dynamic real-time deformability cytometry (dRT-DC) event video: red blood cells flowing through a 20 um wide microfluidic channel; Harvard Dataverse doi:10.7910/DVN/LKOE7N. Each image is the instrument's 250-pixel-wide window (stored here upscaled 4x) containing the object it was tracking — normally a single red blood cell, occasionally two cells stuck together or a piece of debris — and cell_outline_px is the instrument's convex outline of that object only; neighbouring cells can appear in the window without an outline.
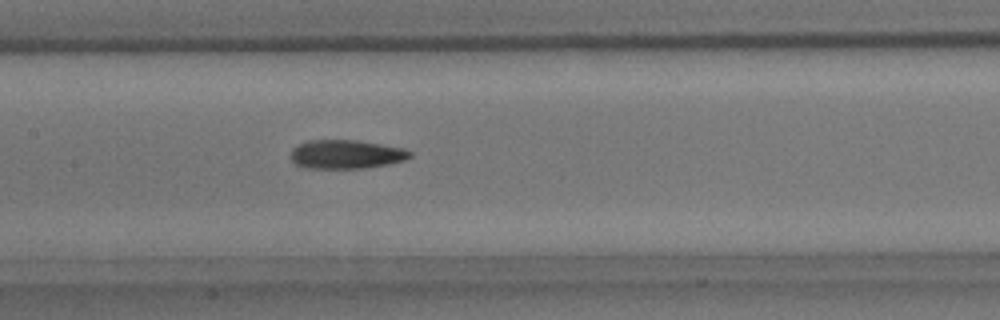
{"species": "common noctule bat (a hibernating species)", "species_latin": "Nyctalus noctula", "temperature_condition": "room temperature", "stored_images_in_passage": 40, "camera_frame_rate_fps": 3000, "um_per_image_px": 0.085, "animal": {"sex": "male", "body_mass_g": 15.6}, "frame": {"image": 1, "passage_image": 23, "time_ms": 7.333, "image_size_px": [1000, 320], "cell_outline_px": [[412, 156], [404, 160], [388, 164], [364, 168], [304, 168], [296, 164], [292, 160], [292, 148], [308, 140], [356, 140], [404, 148], [412, 152]], "centroid_in_image_um": [29.43, 13.11], "position_along_channel_um": 178.0, "area_um2": 19.94}}